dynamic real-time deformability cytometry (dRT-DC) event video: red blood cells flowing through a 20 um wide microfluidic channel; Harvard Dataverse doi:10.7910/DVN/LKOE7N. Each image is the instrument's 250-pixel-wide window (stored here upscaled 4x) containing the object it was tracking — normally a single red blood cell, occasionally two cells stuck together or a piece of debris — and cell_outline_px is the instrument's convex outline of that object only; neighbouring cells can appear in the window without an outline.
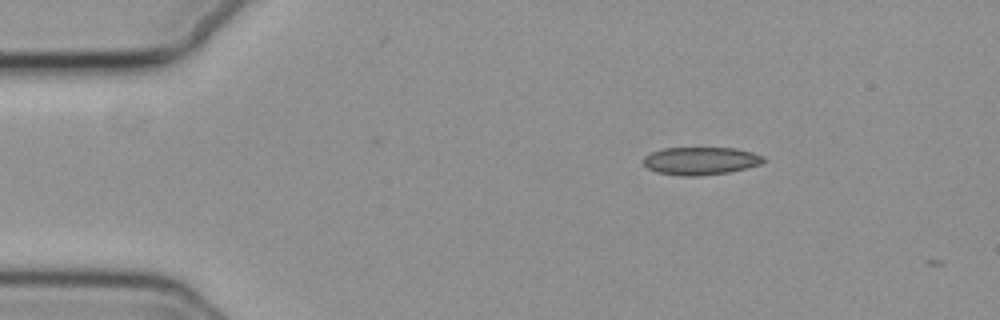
{"species": "common noctule bat (a hibernating species)", "species_latin": "Nyctalus noctula", "temperature_condition": "cold", "stored_images_in_passage": 3, "camera_frame_rate_fps": 3000, "um_per_image_px": 0.085, "animal": {"sex": "female", "body_mass_g": 19.3, "forearm_length_mm": 54.1}, "frame": {"image": 1, "passage_image": 1, "time_ms": 0.0, "image_size_px": [1000, 320], "cell_outline_px": [[764, 160], [760, 164], [748, 168], [728, 172], [700, 176], [684, 176], [656, 172], [648, 168], [644, 164], [644, 156], [652, 152], [664, 148], [736, 148], [752, 152], [764, 156]], "centroid_in_image_um": [59.56, 13.67], "position_along_channel_um": 25.4, "area_um2": 19.42}}